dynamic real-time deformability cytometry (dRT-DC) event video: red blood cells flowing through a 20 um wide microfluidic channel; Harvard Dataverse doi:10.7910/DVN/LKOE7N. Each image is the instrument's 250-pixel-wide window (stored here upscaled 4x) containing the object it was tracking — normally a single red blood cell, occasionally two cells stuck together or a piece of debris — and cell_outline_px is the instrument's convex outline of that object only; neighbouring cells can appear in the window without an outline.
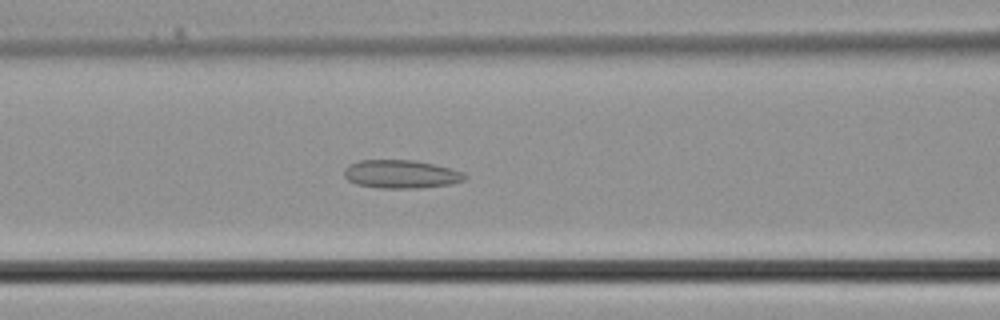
{"species": "common noctule bat (a hibernating species)", "species_latin": "Nyctalus noctula", "temperature_condition": "cold", "stored_images_in_passage": 30, "camera_frame_rate_fps": 3000, "um_per_image_px": 0.085, "animal": {"sex": "male", "body_mass_g": 21.5, "forearm_length_mm": 52.0}, "frame": {"image": 1, "passage_image": 11, "time_ms": 3.333, "image_size_px": [1000, 320], "cell_outline_px": [[468, 176], [464, 180], [448, 184], [420, 188], [380, 188], [356, 184], [348, 180], [344, 176], [344, 168], [348, 164], [360, 160], [412, 160], [432, 164], [464, 172]], "centroid_in_image_um": [34.05, 14.8], "position_along_channel_um": 132.6, "area_um2": 19.83}}
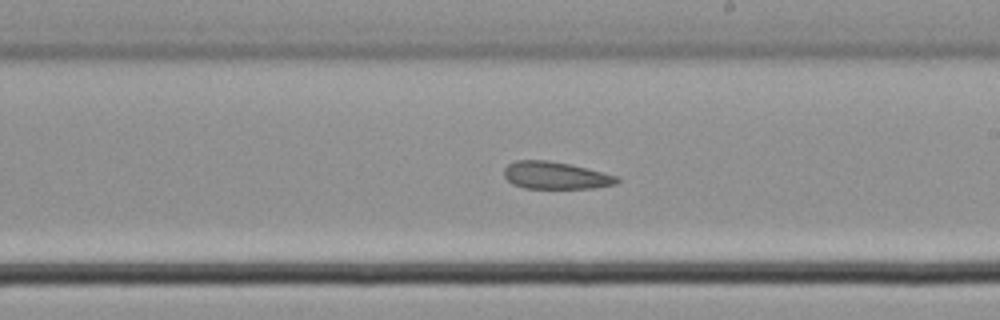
{"frame": {"image": 2, "passage_image": 17, "time_ms": 5.333, "image_size_px": [1000, 320], "cell_outline_px": [[620, 180], [616, 184], [592, 188], [524, 188], [512, 184], [504, 176], [504, 168], [508, 164], [516, 160], [548, 160], [572, 164], [620, 176]], "centroid_in_image_um": [47.25, 14.9], "position_along_channel_um": 241.8, "area_um2": 18.21}}
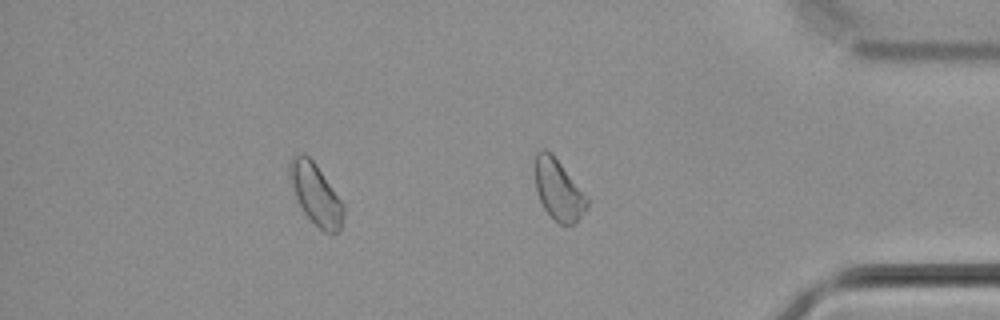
{"frame": {"image": 3, "passage_image": 26, "time_ms": 8.333, "image_size_px": [1000, 320], "cell_outline_px": [[344, 216], [340, 228], [332, 236], [324, 232], [304, 212], [288, 180], [288, 164], [292, 156], [300, 152], [304, 152], [316, 164], [344, 204]], "centroid_in_image_um": [26.82, 16.47], "position_along_channel_um": 408.4, "area_um2": 19.25}}